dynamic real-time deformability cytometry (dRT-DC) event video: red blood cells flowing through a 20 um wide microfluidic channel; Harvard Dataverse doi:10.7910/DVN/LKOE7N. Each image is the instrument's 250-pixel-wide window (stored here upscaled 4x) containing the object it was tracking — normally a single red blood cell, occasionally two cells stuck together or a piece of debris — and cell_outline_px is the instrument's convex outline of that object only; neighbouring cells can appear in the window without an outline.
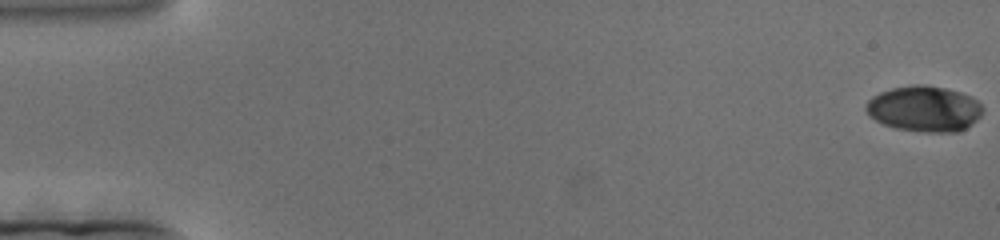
{"species": "human", "species_latin": "Homo sapiens", "temperature_condition": "cold", "stored_images_in_passage": 200, "camera_frame_rate_fps": 3000, "um_per_image_px": 0.085, "donor": {"sex": "female"}, "frame": {"image": 1, "passage_image": 1, "time_ms": 0.0, "image_size_px": [1000, 240], "cell_outline_px": [[984, 108], [980, 116], [972, 124], [956, 132], [924, 132], [896, 128], [884, 124], [868, 116], [864, 108], [864, 104], [872, 96], [880, 92], [892, 88], [912, 84], [924, 84], [944, 88], [960, 92], [972, 96]], "centroid_in_image_um": [78.54, 9.24], "position_along_channel_um": 6.5, "area_um2": 31.27}}
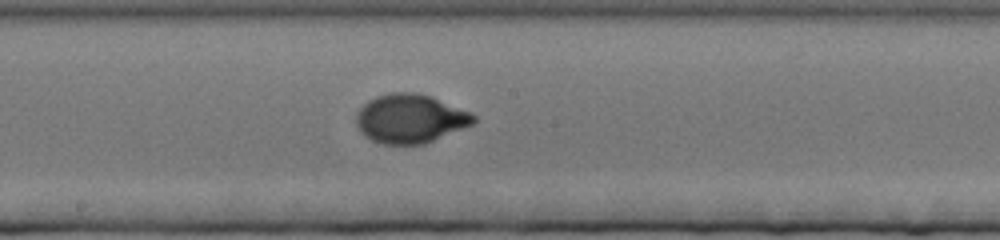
{"frame": {"image": 2, "passage_image": 109, "time_ms": 36.0, "image_size_px": [1000, 240], "cell_outline_px": [[476, 120], [472, 124], [424, 144], [384, 144], [372, 140], [364, 136], [360, 132], [356, 124], [356, 112], [368, 100], [376, 96], [392, 92], [416, 92], [432, 96], [472, 112], [476, 116]], "centroid_in_image_um": [34.86, 10.07], "position_along_channel_um": 213.3, "area_um2": 33.58}}
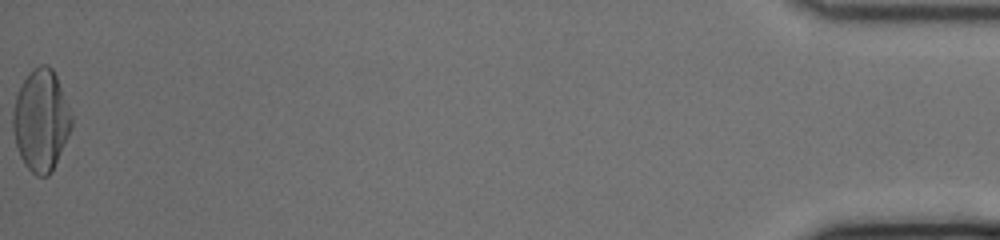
{"frame": {"image": 3, "passage_image": 200, "time_ms": 66.333, "image_size_px": [1000, 240], "cell_outline_px": [[72, 128], [52, 172], [48, 176], [36, 176], [24, 164], [20, 156], [12, 132], [12, 112], [16, 96], [28, 72], [32, 68], [40, 64], [44, 64], [52, 68], [56, 76], [72, 116]], "centroid_in_image_um": [3.47, 10.24], "position_along_channel_um": 431.7, "area_um2": 34.68}}